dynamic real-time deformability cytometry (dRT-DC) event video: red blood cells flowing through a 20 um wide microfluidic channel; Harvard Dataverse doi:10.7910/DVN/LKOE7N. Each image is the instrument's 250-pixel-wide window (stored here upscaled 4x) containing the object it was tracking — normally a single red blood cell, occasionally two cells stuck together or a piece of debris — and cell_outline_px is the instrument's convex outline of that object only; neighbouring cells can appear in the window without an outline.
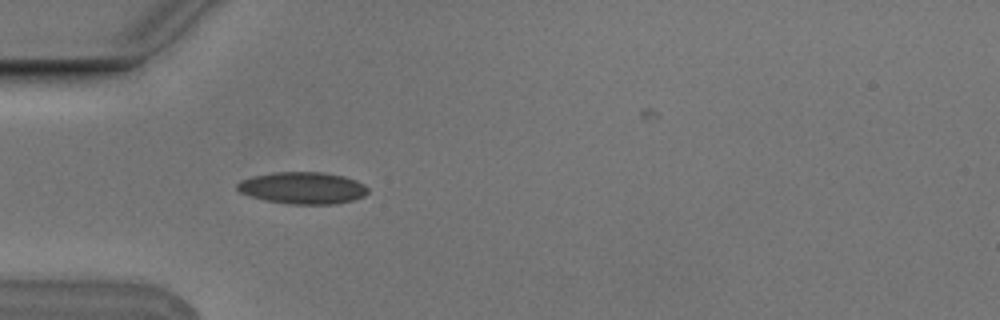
{"species": "Egyptian fruit bat (a non-hibernating species)", "species_latin": "Rousettus aegyptiacus", "temperature_condition": "cold", "stored_images_in_passage": 2, "camera_frame_rate_fps": 3000, "um_per_image_px": 0.085, "animal": {"sex": "male"}, "frame": {"image": 1, "passage_image": 1, "time_ms": 0.0, "image_size_px": [1000, 320], "cell_outline_px": [[368, 192], [364, 196], [352, 200], [336, 204], [288, 204], [264, 200], [248, 196], [240, 192], [236, 188], [236, 184], [240, 180], [252, 176], [272, 172], [324, 172], [344, 176], [356, 180], [364, 184], [368, 188]], "centroid_in_image_um": [25.7, 15.97], "position_along_channel_um": 59.3, "area_um2": 24.57}}